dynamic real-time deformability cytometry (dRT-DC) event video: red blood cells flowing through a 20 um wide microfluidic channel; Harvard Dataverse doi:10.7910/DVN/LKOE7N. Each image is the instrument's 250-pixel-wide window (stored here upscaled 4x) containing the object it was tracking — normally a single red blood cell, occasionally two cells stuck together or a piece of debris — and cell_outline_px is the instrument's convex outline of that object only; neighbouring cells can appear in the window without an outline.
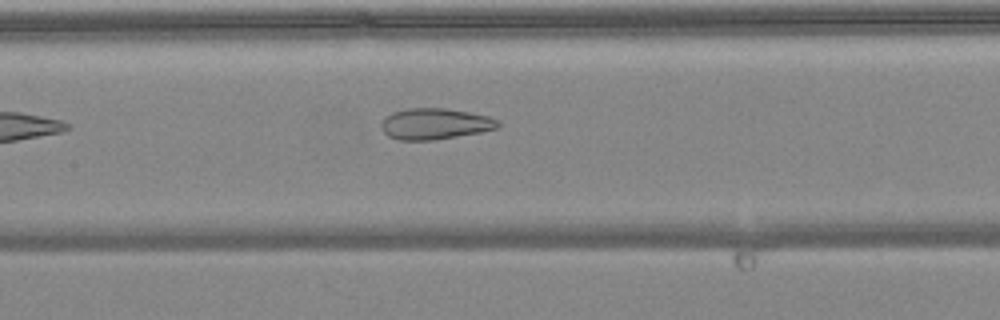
{"species": "common noctule bat (a hibernating species)", "species_latin": "Nyctalus noctula", "temperature_condition": "warm", "stored_images_in_passage": 6, "camera_frame_rate_fps": 3000, "um_per_image_px": 0.085, "animal": {"sex": "female", "body_mass_g": 24.6, "forearm_length_mm": 56.2}, "frame": {"image": 1, "passage_image": 6, "time_ms": 1.667, "image_size_px": [1000, 320], "cell_outline_px": [[500, 124], [496, 128], [480, 132], [436, 140], [400, 140], [388, 136], [380, 128], [380, 124], [384, 116], [392, 112], [408, 108], [444, 108], [468, 112], [488, 116], [496, 120]], "centroid_in_image_um": [36.9, 10.53], "position_along_channel_um": 170.5, "area_um2": 21.15}}